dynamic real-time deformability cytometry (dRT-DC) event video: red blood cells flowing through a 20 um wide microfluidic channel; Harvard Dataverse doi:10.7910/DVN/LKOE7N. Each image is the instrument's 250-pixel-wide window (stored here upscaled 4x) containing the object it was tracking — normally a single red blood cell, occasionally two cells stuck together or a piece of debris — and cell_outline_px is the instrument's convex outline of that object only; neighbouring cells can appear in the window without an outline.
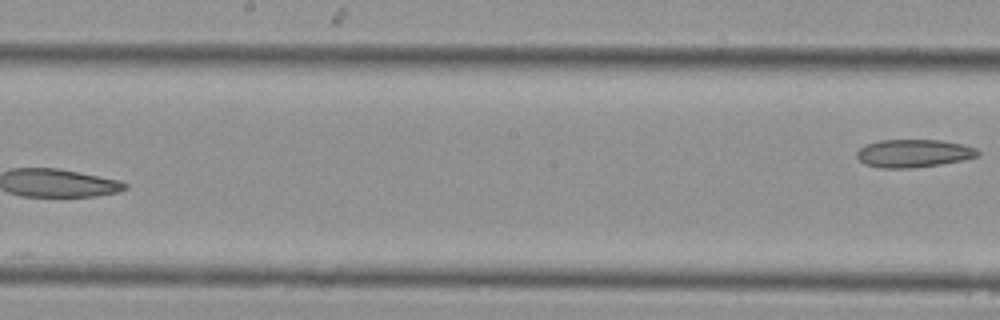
{"species": "Egyptian fruit bat (a non-hibernating species)", "species_latin": "Rousettus aegyptiacus", "temperature_condition": "cold", "stored_images_in_passage": 11, "segment_of_instrument_passage": [2, 2], "camera_frame_rate_fps": 3000, "um_per_image_px": 0.085, "animal": {"sex": "female"}, "frame": {"image": 1, "passage_image": 11, "time_ms": 3.333, "image_size_px": [1000, 320], "cell_outline_px": [[980, 156], [940, 164], [912, 168], [880, 168], [864, 164], [856, 156], [856, 152], [864, 144], [880, 140], [940, 140], [964, 144], [976, 148], [980, 152]], "centroid_in_image_um": [77.64, 13.03], "position_along_channel_um": 170.6, "area_um2": 19.83}}